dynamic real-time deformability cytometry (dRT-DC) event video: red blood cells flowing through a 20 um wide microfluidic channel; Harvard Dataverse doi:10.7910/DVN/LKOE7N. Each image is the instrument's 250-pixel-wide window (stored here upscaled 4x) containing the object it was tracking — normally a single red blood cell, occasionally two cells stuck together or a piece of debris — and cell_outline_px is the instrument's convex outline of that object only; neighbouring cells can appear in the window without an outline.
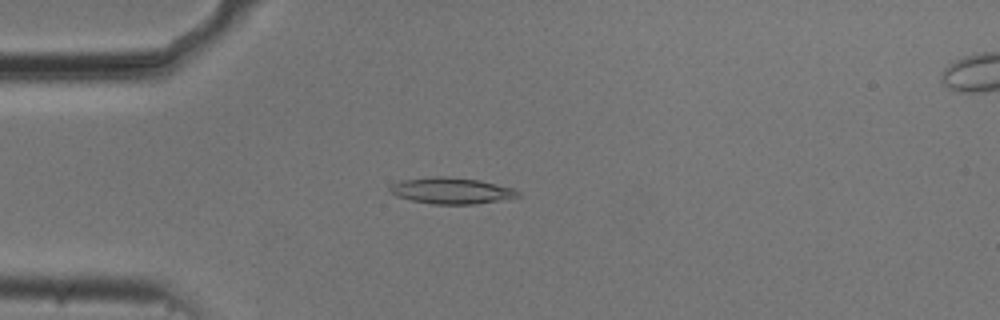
{"species": "common noctule bat (a hibernating species)", "species_latin": "Nyctalus noctula", "temperature_condition": "cold", "stored_images_in_passage": 42, "camera_frame_rate_fps": 3000, "um_per_image_px": 0.085, "animal": {"sex": "male", "body_mass_g": 20.5, "forearm_length_mm": 52.5}, "frame": {"image": 1, "passage_image": 2, "time_ms": 0.333, "image_size_px": [1000, 320], "cell_outline_px": [[524, 196], [504, 200], [476, 204], [432, 204], [412, 200], [396, 196], [388, 192], [388, 184], [404, 180], [428, 176], [448, 176], [476, 180], [516, 188]], "centroid_in_image_um": [38.38, 16.21], "position_along_channel_um": 46.6, "area_um2": 20.0}}
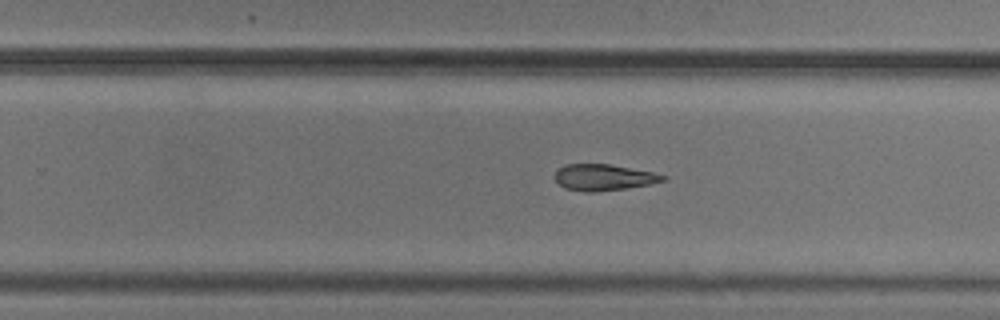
{"frame": {"image": 2, "passage_image": 22, "time_ms": 7.0, "image_size_px": [1000, 320], "cell_outline_px": [[668, 180], [648, 184], [624, 188], [596, 192], [584, 192], [564, 188], [556, 180], [556, 172], [564, 164], [608, 164], [652, 172], [668, 176]], "centroid_in_image_um": [51.32, 15.08], "position_along_channel_um": 278.5, "area_um2": 16.36}}
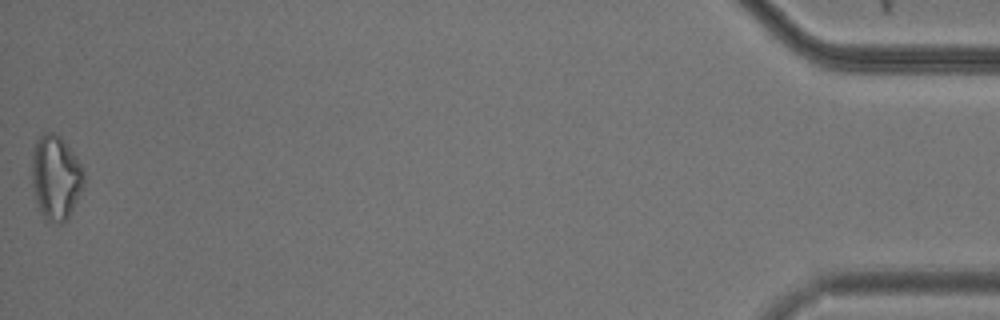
{"frame": {"image": 3, "passage_image": 42, "time_ms": 13.667, "image_size_px": [1000, 320], "cell_outline_px": [[84, 188], [68, 216], [60, 224], [44, 220], [36, 200], [32, 184], [32, 152], [36, 140], [44, 132], [52, 132], [60, 136], [72, 152], [80, 164], [84, 172]], "centroid_in_image_um": [4.73, 15.08], "position_along_channel_um": 430.5, "area_um2": 25.49}, "authors_computed_cell_mechanics": {"area_um2": 17.7157, "velocity_mm_per_s": 3.7089, "shape_relaxation_time_tau1_ms": 11.2028, "shape_relaxation_time_tau2_ms": null, "deformation_change_tau1": 0.2388, "deformation_change_tau2": null}}